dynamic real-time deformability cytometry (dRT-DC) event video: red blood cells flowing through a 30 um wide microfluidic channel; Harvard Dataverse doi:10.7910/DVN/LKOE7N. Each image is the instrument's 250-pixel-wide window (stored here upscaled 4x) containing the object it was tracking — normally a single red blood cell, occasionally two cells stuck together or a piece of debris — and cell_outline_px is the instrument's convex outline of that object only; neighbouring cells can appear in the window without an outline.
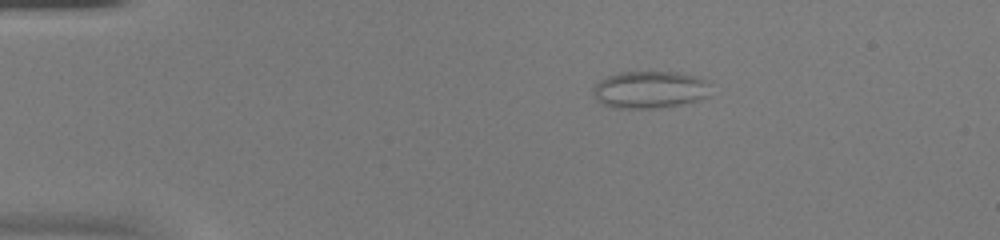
{"species": "common noctule bat (a hibernating species)", "species_latin": "Nyctalus noctula", "temperature_condition": "warm", "stored_images_in_passage": 48, "camera_frame_rate_fps": 3000, "um_per_image_px": 0.085, "animal": {"sex": "female", "body_mass_g": 20.0, "forearm_length_mm": 54.0}, "frame": {"image": 1, "passage_image": 5, "time_ms": 1.333, "image_size_px": [1000, 240], "cell_outline_px": [[708, 96], [700, 100], [660, 108], [612, 108], [596, 100], [592, 92], [592, 88], [600, 80], [608, 76], [620, 72], [676, 72], [696, 76], [708, 80]], "centroid_in_image_um": [55.22, 7.62], "position_along_channel_um": 29.8, "area_um2": 25.61}}
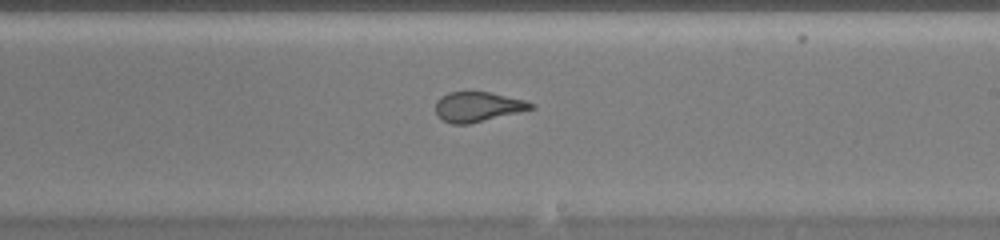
{"frame": {"image": 2, "passage_image": 27, "time_ms": 8.667, "image_size_px": [1000, 240], "cell_outline_px": [[536, 108], [468, 124], [452, 124], [436, 116], [436, 100], [440, 96], [448, 92], [492, 92], [524, 100], [536, 104]], "centroid_in_image_um": [40.61, 9.07], "position_along_channel_um": 248.4, "area_um2": 16.65}}
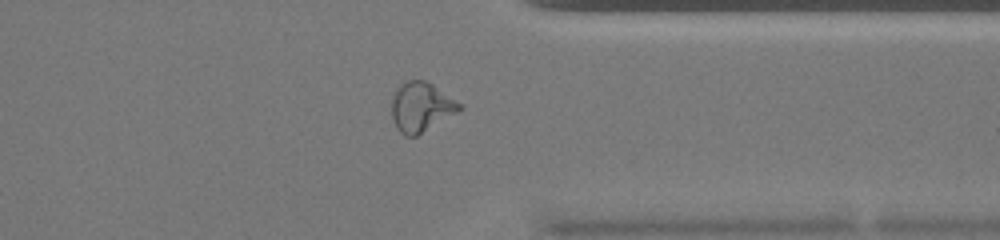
{"frame": {"image": 3, "passage_image": 37, "time_ms": 12.0, "image_size_px": [1000, 240], "cell_outline_px": [[464, 108], [416, 136], [404, 136], [396, 128], [392, 120], [392, 100], [396, 88], [400, 84], [408, 80], [424, 80], [432, 84], [464, 104]], "centroid_in_image_um": [35.8, 9.09], "position_along_channel_um": 375.6, "area_um2": 19.65}, "authors_computed_cell_mechanics": {"area_um2": 19.5942, "velocity_mm_per_s": 3.9046, "shape_relaxation_time_tau1_ms": null, "shape_relaxation_time_tau2_ms": 1.0629, "deformation_change_tau1": null, "deformation_change_tau2": 0.0935}}